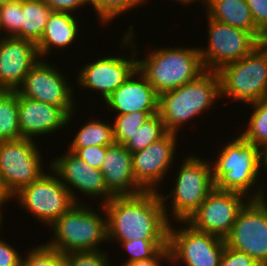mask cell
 <instances>
[{
  "label": "cell",
  "mask_w": 267,
  "mask_h": 266,
  "mask_svg": "<svg viewBox=\"0 0 267 266\" xmlns=\"http://www.w3.org/2000/svg\"><path fill=\"white\" fill-rule=\"evenodd\" d=\"M217 72L221 97L248 105L267 97V43H261L244 58Z\"/></svg>",
  "instance_id": "7"
},
{
  "label": "cell",
  "mask_w": 267,
  "mask_h": 266,
  "mask_svg": "<svg viewBox=\"0 0 267 266\" xmlns=\"http://www.w3.org/2000/svg\"><path fill=\"white\" fill-rule=\"evenodd\" d=\"M89 166L100 169L106 155L107 146L68 147Z\"/></svg>",
  "instance_id": "35"
},
{
  "label": "cell",
  "mask_w": 267,
  "mask_h": 266,
  "mask_svg": "<svg viewBox=\"0 0 267 266\" xmlns=\"http://www.w3.org/2000/svg\"><path fill=\"white\" fill-rule=\"evenodd\" d=\"M36 143L25 138L0 141V177L11 197L46 173Z\"/></svg>",
  "instance_id": "10"
},
{
  "label": "cell",
  "mask_w": 267,
  "mask_h": 266,
  "mask_svg": "<svg viewBox=\"0 0 267 266\" xmlns=\"http://www.w3.org/2000/svg\"><path fill=\"white\" fill-rule=\"evenodd\" d=\"M45 60L40 58L31 67L16 91L20 96L62 107L70 115L77 108L74 104L75 88L71 87L62 71Z\"/></svg>",
  "instance_id": "14"
},
{
  "label": "cell",
  "mask_w": 267,
  "mask_h": 266,
  "mask_svg": "<svg viewBox=\"0 0 267 266\" xmlns=\"http://www.w3.org/2000/svg\"><path fill=\"white\" fill-rule=\"evenodd\" d=\"M159 111H137L115 115L112 119L113 137L117 144L124 145L151 115Z\"/></svg>",
  "instance_id": "30"
},
{
  "label": "cell",
  "mask_w": 267,
  "mask_h": 266,
  "mask_svg": "<svg viewBox=\"0 0 267 266\" xmlns=\"http://www.w3.org/2000/svg\"><path fill=\"white\" fill-rule=\"evenodd\" d=\"M75 16V17H74ZM78 15L69 12L52 11L44 33L37 43L38 53L41 59L52 51L62 50L73 45L79 38L80 20ZM55 48V50H54Z\"/></svg>",
  "instance_id": "22"
},
{
  "label": "cell",
  "mask_w": 267,
  "mask_h": 266,
  "mask_svg": "<svg viewBox=\"0 0 267 266\" xmlns=\"http://www.w3.org/2000/svg\"><path fill=\"white\" fill-rule=\"evenodd\" d=\"M252 106L253 111L250 113L247 128L241 131L240 135L255 146L260 147L267 142V97L256 101Z\"/></svg>",
  "instance_id": "28"
},
{
  "label": "cell",
  "mask_w": 267,
  "mask_h": 266,
  "mask_svg": "<svg viewBox=\"0 0 267 266\" xmlns=\"http://www.w3.org/2000/svg\"><path fill=\"white\" fill-rule=\"evenodd\" d=\"M53 11L69 12L75 14L80 7L88 4L87 0H43ZM85 5V6H84Z\"/></svg>",
  "instance_id": "39"
},
{
  "label": "cell",
  "mask_w": 267,
  "mask_h": 266,
  "mask_svg": "<svg viewBox=\"0 0 267 266\" xmlns=\"http://www.w3.org/2000/svg\"><path fill=\"white\" fill-rule=\"evenodd\" d=\"M2 210H4V208L2 209V208H0V230H1V228H2V225H3V223H2V221L4 220V219H2L3 218V212H2ZM0 232H2V231H0Z\"/></svg>",
  "instance_id": "44"
},
{
  "label": "cell",
  "mask_w": 267,
  "mask_h": 266,
  "mask_svg": "<svg viewBox=\"0 0 267 266\" xmlns=\"http://www.w3.org/2000/svg\"><path fill=\"white\" fill-rule=\"evenodd\" d=\"M47 168L39 180L22 188L12 199H17L22 209L49 227L76 203L67 187L50 169V163Z\"/></svg>",
  "instance_id": "9"
},
{
  "label": "cell",
  "mask_w": 267,
  "mask_h": 266,
  "mask_svg": "<svg viewBox=\"0 0 267 266\" xmlns=\"http://www.w3.org/2000/svg\"><path fill=\"white\" fill-rule=\"evenodd\" d=\"M100 171L112 196H131L145 191L134 179L132 153L124 145L107 146Z\"/></svg>",
  "instance_id": "21"
},
{
  "label": "cell",
  "mask_w": 267,
  "mask_h": 266,
  "mask_svg": "<svg viewBox=\"0 0 267 266\" xmlns=\"http://www.w3.org/2000/svg\"><path fill=\"white\" fill-rule=\"evenodd\" d=\"M166 260V261H165ZM171 264V255L169 248L160 249L152 258L134 261L124 266H162V263Z\"/></svg>",
  "instance_id": "40"
},
{
  "label": "cell",
  "mask_w": 267,
  "mask_h": 266,
  "mask_svg": "<svg viewBox=\"0 0 267 266\" xmlns=\"http://www.w3.org/2000/svg\"><path fill=\"white\" fill-rule=\"evenodd\" d=\"M22 138L18 117L17 91L0 93V141L17 140Z\"/></svg>",
  "instance_id": "26"
},
{
  "label": "cell",
  "mask_w": 267,
  "mask_h": 266,
  "mask_svg": "<svg viewBox=\"0 0 267 266\" xmlns=\"http://www.w3.org/2000/svg\"><path fill=\"white\" fill-rule=\"evenodd\" d=\"M218 72L205 71L196 80L159 95V115L167 132L178 134L188 121L201 117L221 99Z\"/></svg>",
  "instance_id": "3"
},
{
  "label": "cell",
  "mask_w": 267,
  "mask_h": 266,
  "mask_svg": "<svg viewBox=\"0 0 267 266\" xmlns=\"http://www.w3.org/2000/svg\"><path fill=\"white\" fill-rule=\"evenodd\" d=\"M256 29L267 38V0H246Z\"/></svg>",
  "instance_id": "36"
},
{
  "label": "cell",
  "mask_w": 267,
  "mask_h": 266,
  "mask_svg": "<svg viewBox=\"0 0 267 266\" xmlns=\"http://www.w3.org/2000/svg\"><path fill=\"white\" fill-rule=\"evenodd\" d=\"M93 119V120H92ZM88 122L78 129L69 147H88V146H111L115 143L113 137V124L92 116Z\"/></svg>",
  "instance_id": "25"
},
{
  "label": "cell",
  "mask_w": 267,
  "mask_h": 266,
  "mask_svg": "<svg viewBox=\"0 0 267 266\" xmlns=\"http://www.w3.org/2000/svg\"><path fill=\"white\" fill-rule=\"evenodd\" d=\"M99 206L101 214L85 202L74 204L50 226L54 238L45 245L62 254L103 250L100 245L108 241L107 219L103 205Z\"/></svg>",
  "instance_id": "4"
},
{
  "label": "cell",
  "mask_w": 267,
  "mask_h": 266,
  "mask_svg": "<svg viewBox=\"0 0 267 266\" xmlns=\"http://www.w3.org/2000/svg\"><path fill=\"white\" fill-rule=\"evenodd\" d=\"M21 18H22V0H13L1 6L0 7L1 35L6 37L21 38V26H22Z\"/></svg>",
  "instance_id": "32"
},
{
  "label": "cell",
  "mask_w": 267,
  "mask_h": 266,
  "mask_svg": "<svg viewBox=\"0 0 267 266\" xmlns=\"http://www.w3.org/2000/svg\"><path fill=\"white\" fill-rule=\"evenodd\" d=\"M166 133L164 123L159 113H156L145 120L124 146L131 153H134L145 149L153 142L162 138Z\"/></svg>",
  "instance_id": "27"
},
{
  "label": "cell",
  "mask_w": 267,
  "mask_h": 266,
  "mask_svg": "<svg viewBox=\"0 0 267 266\" xmlns=\"http://www.w3.org/2000/svg\"><path fill=\"white\" fill-rule=\"evenodd\" d=\"M203 7L211 19L248 31L261 43L265 42L266 38L256 29L246 0H204Z\"/></svg>",
  "instance_id": "23"
},
{
  "label": "cell",
  "mask_w": 267,
  "mask_h": 266,
  "mask_svg": "<svg viewBox=\"0 0 267 266\" xmlns=\"http://www.w3.org/2000/svg\"><path fill=\"white\" fill-rule=\"evenodd\" d=\"M88 5L93 6L95 14L98 16V22L102 26L110 25L115 18L122 13L132 10L134 7L146 4L148 0H87Z\"/></svg>",
  "instance_id": "29"
},
{
  "label": "cell",
  "mask_w": 267,
  "mask_h": 266,
  "mask_svg": "<svg viewBox=\"0 0 267 266\" xmlns=\"http://www.w3.org/2000/svg\"><path fill=\"white\" fill-rule=\"evenodd\" d=\"M103 104L116 115L137 111H159V94L136 68Z\"/></svg>",
  "instance_id": "20"
},
{
  "label": "cell",
  "mask_w": 267,
  "mask_h": 266,
  "mask_svg": "<svg viewBox=\"0 0 267 266\" xmlns=\"http://www.w3.org/2000/svg\"><path fill=\"white\" fill-rule=\"evenodd\" d=\"M143 58H137V68L160 95L196 80L205 72L199 48L156 47Z\"/></svg>",
  "instance_id": "5"
},
{
  "label": "cell",
  "mask_w": 267,
  "mask_h": 266,
  "mask_svg": "<svg viewBox=\"0 0 267 266\" xmlns=\"http://www.w3.org/2000/svg\"><path fill=\"white\" fill-rule=\"evenodd\" d=\"M133 25L129 26L128 31L122 37L121 47H129L131 50L130 57L125 54L121 56L98 57L94 62L86 63L81 67L77 73L76 83L79 87H86L88 90L95 91L102 100H106L119 86H121L126 79L137 68V56L140 54L137 46L134 43L136 35H134Z\"/></svg>",
  "instance_id": "8"
},
{
  "label": "cell",
  "mask_w": 267,
  "mask_h": 266,
  "mask_svg": "<svg viewBox=\"0 0 267 266\" xmlns=\"http://www.w3.org/2000/svg\"><path fill=\"white\" fill-rule=\"evenodd\" d=\"M68 266H110V256L103 250L68 252L64 254ZM109 258V259H108Z\"/></svg>",
  "instance_id": "34"
},
{
  "label": "cell",
  "mask_w": 267,
  "mask_h": 266,
  "mask_svg": "<svg viewBox=\"0 0 267 266\" xmlns=\"http://www.w3.org/2000/svg\"><path fill=\"white\" fill-rule=\"evenodd\" d=\"M184 226L168 228L171 263L185 266H219L225 248L223 238L195 230L186 221ZM175 228V229H174ZM175 263V264H174Z\"/></svg>",
  "instance_id": "12"
},
{
  "label": "cell",
  "mask_w": 267,
  "mask_h": 266,
  "mask_svg": "<svg viewBox=\"0 0 267 266\" xmlns=\"http://www.w3.org/2000/svg\"><path fill=\"white\" fill-rule=\"evenodd\" d=\"M177 139L178 134L167 132L145 149L132 153L134 179L145 191L160 190V184L174 164Z\"/></svg>",
  "instance_id": "17"
},
{
  "label": "cell",
  "mask_w": 267,
  "mask_h": 266,
  "mask_svg": "<svg viewBox=\"0 0 267 266\" xmlns=\"http://www.w3.org/2000/svg\"><path fill=\"white\" fill-rule=\"evenodd\" d=\"M259 167L260 171H267V142L259 147Z\"/></svg>",
  "instance_id": "41"
},
{
  "label": "cell",
  "mask_w": 267,
  "mask_h": 266,
  "mask_svg": "<svg viewBox=\"0 0 267 266\" xmlns=\"http://www.w3.org/2000/svg\"><path fill=\"white\" fill-rule=\"evenodd\" d=\"M52 11L43 0H22L21 39L37 44Z\"/></svg>",
  "instance_id": "24"
},
{
  "label": "cell",
  "mask_w": 267,
  "mask_h": 266,
  "mask_svg": "<svg viewBox=\"0 0 267 266\" xmlns=\"http://www.w3.org/2000/svg\"><path fill=\"white\" fill-rule=\"evenodd\" d=\"M13 200L11 195L8 193V191L6 190L5 186L3 185V182L1 180L0 177V208H2V206L4 207L5 204H7L6 202Z\"/></svg>",
  "instance_id": "42"
},
{
  "label": "cell",
  "mask_w": 267,
  "mask_h": 266,
  "mask_svg": "<svg viewBox=\"0 0 267 266\" xmlns=\"http://www.w3.org/2000/svg\"><path fill=\"white\" fill-rule=\"evenodd\" d=\"M108 241L168 239L167 220L159 191L113 196L103 205Z\"/></svg>",
  "instance_id": "1"
},
{
  "label": "cell",
  "mask_w": 267,
  "mask_h": 266,
  "mask_svg": "<svg viewBox=\"0 0 267 266\" xmlns=\"http://www.w3.org/2000/svg\"><path fill=\"white\" fill-rule=\"evenodd\" d=\"M224 241L227 247L247 253L261 266H267V198L249 200Z\"/></svg>",
  "instance_id": "13"
},
{
  "label": "cell",
  "mask_w": 267,
  "mask_h": 266,
  "mask_svg": "<svg viewBox=\"0 0 267 266\" xmlns=\"http://www.w3.org/2000/svg\"><path fill=\"white\" fill-rule=\"evenodd\" d=\"M219 266H261L247 253L233 250L225 245Z\"/></svg>",
  "instance_id": "37"
},
{
  "label": "cell",
  "mask_w": 267,
  "mask_h": 266,
  "mask_svg": "<svg viewBox=\"0 0 267 266\" xmlns=\"http://www.w3.org/2000/svg\"><path fill=\"white\" fill-rule=\"evenodd\" d=\"M40 59L37 44L17 37L0 38V88L16 91Z\"/></svg>",
  "instance_id": "18"
},
{
  "label": "cell",
  "mask_w": 267,
  "mask_h": 266,
  "mask_svg": "<svg viewBox=\"0 0 267 266\" xmlns=\"http://www.w3.org/2000/svg\"><path fill=\"white\" fill-rule=\"evenodd\" d=\"M192 155H187V158L185 156L179 166V172L176 173L174 179L176 182L174 181L170 193L164 196L159 191L165 215L169 222L176 220V224H181V221H187L214 189L211 159L206 161L205 158L202 159L197 155ZM168 200H171V203ZM166 201L171 206H168ZM173 218L175 220H172Z\"/></svg>",
  "instance_id": "6"
},
{
  "label": "cell",
  "mask_w": 267,
  "mask_h": 266,
  "mask_svg": "<svg viewBox=\"0 0 267 266\" xmlns=\"http://www.w3.org/2000/svg\"><path fill=\"white\" fill-rule=\"evenodd\" d=\"M0 237V266H21L22 253Z\"/></svg>",
  "instance_id": "38"
},
{
  "label": "cell",
  "mask_w": 267,
  "mask_h": 266,
  "mask_svg": "<svg viewBox=\"0 0 267 266\" xmlns=\"http://www.w3.org/2000/svg\"><path fill=\"white\" fill-rule=\"evenodd\" d=\"M173 1H176L177 3H181V5H187V6H189L190 5V3L191 4H195V1H199V2H201L202 4V6H203V3H204V0H173Z\"/></svg>",
  "instance_id": "43"
},
{
  "label": "cell",
  "mask_w": 267,
  "mask_h": 266,
  "mask_svg": "<svg viewBox=\"0 0 267 266\" xmlns=\"http://www.w3.org/2000/svg\"><path fill=\"white\" fill-rule=\"evenodd\" d=\"M208 19L207 47H199L205 71L217 72L223 66L251 53L261 42L250 32Z\"/></svg>",
  "instance_id": "11"
},
{
  "label": "cell",
  "mask_w": 267,
  "mask_h": 266,
  "mask_svg": "<svg viewBox=\"0 0 267 266\" xmlns=\"http://www.w3.org/2000/svg\"><path fill=\"white\" fill-rule=\"evenodd\" d=\"M62 108L35 101L18 94L19 128L22 138L35 139L67 128L73 120ZM36 136V137H35ZM35 137V138H34Z\"/></svg>",
  "instance_id": "19"
},
{
  "label": "cell",
  "mask_w": 267,
  "mask_h": 266,
  "mask_svg": "<svg viewBox=\"0 0 267 266\" xmlns=\"http://www.w3.org/2000/svg\"><path fill=\"white\" fill-rule=\"evenodd\" d=\"M120 246L127 252L128 258L122 265L152 258L160 249L168 248V239H138L121 241Z\"/></svg>",
  "instance_id": "31"
},
{
  "label": "cell",
  "mask_w": 267,
  "mask_h": 266,
  "mask_svg": "<svg viewBox=\"0 0 267 266\" xmlns=\"http://www.w3.org/2000/svg\"><path fill=\"white\" fill-rule=\"evenodd\" d=\"M249 200L241 193L214 188L186 222L195 230L224 239Z\"/></svg>",
  "instance_id": "15"
},
{
  "label": "cell",
  "mask_w": 267,
  "mask_h": 266,
  "mask_svg": "<svg viewBox=\"0 0 267 266\" xmlns=\"http://www.w3.org/2000/svg\"><path fill=\"white\" fill-rule=\"evenodd\" d=\"M32 247L21 258V266H68L64 254L48 248L43 243Z\"/></svg>",
  "instance_id": "33"
},
{
  "label": "cell",
  "mask_w": 267,
  "mask_h": 266,
  "mask_svg": "<svg viewBox=\"0 0 267 266\" xmlns=\"http://www.w3.org/2000/svg\"><path fill=\"white\" fill-rule=\"evenodd\" d=\"M50 169L70 191L75 203H82L79 194L76 195L78 192L86 197L97 198L98 201L101 198L99 205L106 204L113 197L107 190L100 169L89 166L69 150L61 156L53 157Z\"/></svg>",
  "instance_id": "16"
},
{
  "label": "cell",
  "mask_w": 267,
  "mask_h": 266,
  "mask_svg": "<svg viewBox=\"0 0 267 266\" xmlns=\"http://www.w3.org/2000/svg\"><path fill=\"white\" fill-rule=\"evenodd\" d=\"M232 138L218 149L211 162L214 188L241 193L250 200L266 198L267 184L259 180V147L247 142L240 133Z\"/></svg>",
  "instance_id": "2"
},
{
  "label": "cell",
  "mask_w": 267,
  "mask_h": 266,
  "mask_svg": "<svg viewBox=\"0 0 267 266\" xmlns=\"http://www.w3.org/2000/svg\"><path fill=\"white\" fill-rule=\"evenodd\" d=\"M13 0H0V7Z\"/></svg>",
  "instance_id": "45"
}]
</instances>
